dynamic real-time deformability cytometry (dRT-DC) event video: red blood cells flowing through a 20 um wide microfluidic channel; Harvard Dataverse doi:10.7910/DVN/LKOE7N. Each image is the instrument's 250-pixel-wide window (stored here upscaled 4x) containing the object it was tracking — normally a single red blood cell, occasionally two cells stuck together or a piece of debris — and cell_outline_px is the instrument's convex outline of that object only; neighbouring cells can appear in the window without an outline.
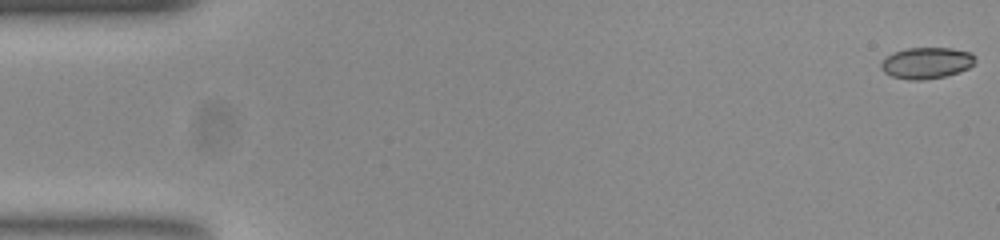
{"species": "common noctule bat (a hibernating species)", "species_latin": "Nyctalus noctula", "temperature_condition": "room temperature", "stored_images_in_passage": 53, "camera_frame_rate_fps": 3000, "um_per_image_px": 0.085, "animal": {"sex": "female", "body_mass_g": 23.0, "forearm_length_mm": 53.4}, "frame": {"image": 1, "passage_image": 1, "time_ms": 0.0, "image_size_px": [1000, 240], "cell_outline_px": [[976, 60], [968, 68], [960, 72], [944, 76], [920, 80], [912, 80], [892, 76], [884, 72], [880, 68], [880, 64], [884, 56], [892, 52], [908, 48], [952, 48], [972, 52], [976, 56]], "centroid_in_image_um": [78.74, 5.33], "position_along_channel_um": 6.3, "area_um2": 17.34}}
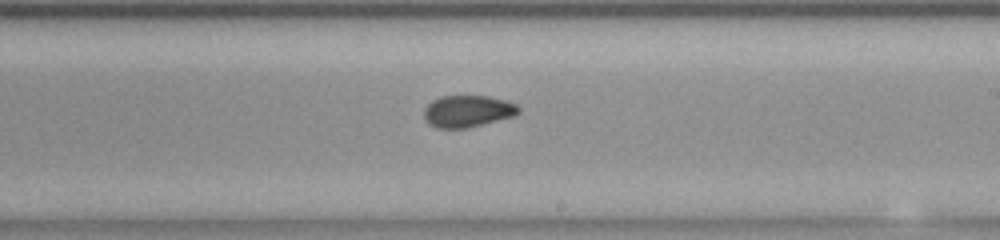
{"frame": {"image": 2, "passage_image": 31, "time_ms": 10.0, "image_size_px": [1000, 240], "cell_outline_px": [[520, 112], [512, 116], [468, 128], [436, 128], [428, 124], [424, 120], [424, 108], [432, 100], [440, 96], [488, 96], [504, 100], [516, 104], [520, 108]], "centroid_in_image_um": [39.7, 9.45], "position_along_channel_um": 249.3, "area_um2": 17.57}}
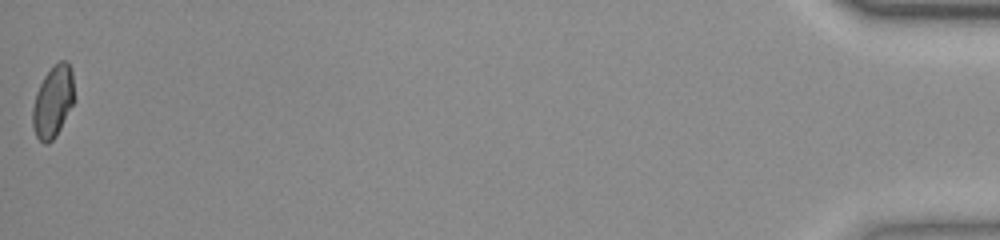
{"frame": {"image": 3, "passage_image": 53, "time_ms": 17.333, "image_size_px": [1000, 240], "cell_outline_px": [[72, 104], [56, 136], [48, 144], [44, 144], [36, 136], [32, 124], [32, 108], [36, 92], [44, 76], [60, 60], [68, 60], [72, 68]], "centroid_in_image_um": [4.47, 8.64], "position_along_channel_um": 430.7, "area_um2": 17.05}, "authors_computed_cell_mechanics": {"area_um2": 17.4556, "velocity_mm_per_s": 3.8827, "shape_relaxation_time_tau1_ms": null, "shape_relaxation_time_tau2_ms": 1.248, "deformation_change_tau1": null, "deformation_change_tau2": 0.0486}}